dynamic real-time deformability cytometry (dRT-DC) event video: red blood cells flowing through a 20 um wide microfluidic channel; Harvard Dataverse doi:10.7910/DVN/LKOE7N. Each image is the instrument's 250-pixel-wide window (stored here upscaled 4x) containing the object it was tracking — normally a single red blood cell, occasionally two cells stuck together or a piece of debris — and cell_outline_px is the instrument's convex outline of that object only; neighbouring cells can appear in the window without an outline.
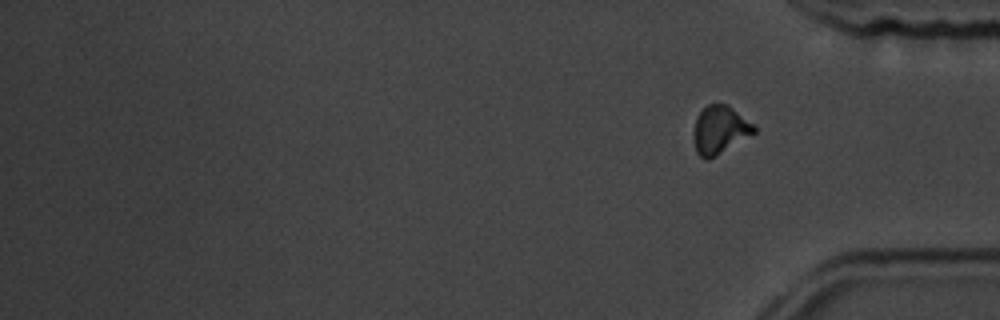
{"species": "common noctule bat (a hibernating species)", "species_latin": "Nyctalus noctula", "temperature_condition": "room temperature", "stored_images_in_passage": 17, "segment_of_instrument_passage": [2, 2], "camera_frame_rate_fps": 3000, "um_per_image_px": 0.085, "animal": {"sex": "male", "body_mass_g": 19.5, "forearm_length_mm": 54.6}, "frame": {"image": 1, "passage_image": 17, "time_ms": 20.0, "image_size_px": [1000, 320], "cell_outline_px": [[756, 132], [716, 156], [708, 160], [704, 160], [696, 152], [692, 136], [692, 132], [696, 116], [708, 104], [716, 100], [728, 104], [752, 124], [756, 128]], "centroid_in_image_um": [61.13, 11.02], "position_along_channel_um": 374.1, "area_um2": 17.28}}